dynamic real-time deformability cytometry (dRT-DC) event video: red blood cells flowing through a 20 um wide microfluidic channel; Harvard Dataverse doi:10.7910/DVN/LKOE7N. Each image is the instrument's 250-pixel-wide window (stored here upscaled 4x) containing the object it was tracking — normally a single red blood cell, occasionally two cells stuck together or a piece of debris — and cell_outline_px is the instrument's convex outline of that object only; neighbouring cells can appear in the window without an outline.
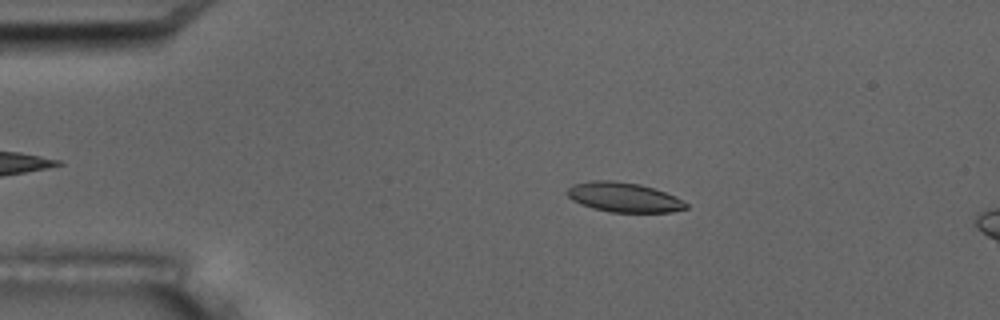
{"species": "common noctule bat (a hibernating species)", "species_latin": "Nyctalus noctula", "temperature_condition": "room temperature", "stored_images_in_passage": 5, "camera_frame_rate_fps": 3000, "um_per_image_px": 0.085, "animal": {"sex": "male", "body_mass_g": 17.5, "forearm_length_mm": 52.3}, "frame": {"image": 1, "passage_image": 3, "time_ms": 2.0, "image_size_px": [1000, 320], "cell_outline_px": [[688, 208], [672, 212], [612, 212], [592, 208], [580, 204], [572, 200], [564, 192], [572, 184], [592, 180], [612, 180], [640, 184], [676, 196], [688, 204]], "centroid_in_image_um": [52.99, 16.76], "position_along_channel_um": 32.0, "area_um2": 20.63}}